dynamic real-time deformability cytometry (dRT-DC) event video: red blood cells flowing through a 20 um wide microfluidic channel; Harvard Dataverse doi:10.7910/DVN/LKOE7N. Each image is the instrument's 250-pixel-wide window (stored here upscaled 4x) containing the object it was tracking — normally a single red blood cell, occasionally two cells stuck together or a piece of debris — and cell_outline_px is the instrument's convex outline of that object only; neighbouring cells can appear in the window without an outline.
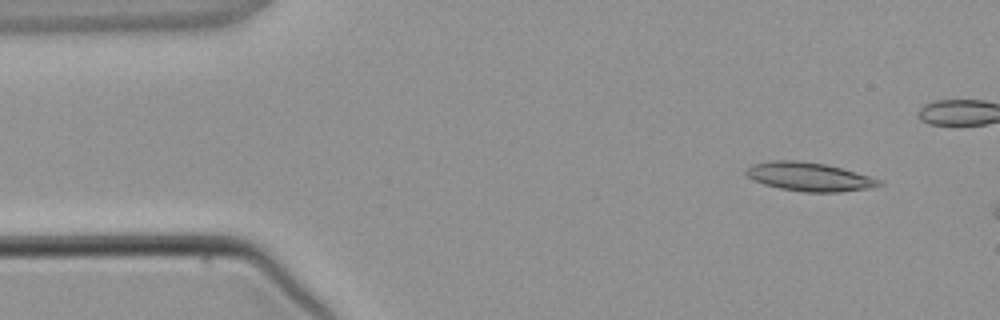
{"species": "common noctule bat (a hibernating species)", "species_latin": "Nyctalus noctula", "temperature_condition": "warm", "stored_images_in_passage": 3, "camera_frame_rate_fps": 3000, "um_per_image_px": 0.085, "animal": {"sex": "male", "body_mass_g": 21.5, "forearm_length_mm": 52.0}, "frame": {"image": 1, "passage_image": 1, "time_ms": 0.0, "image_size_px": [1000, 320], "cell_outline_px": [[884, 184], [872, 188], [840, 192], [804, 192], [780, 188], [764, 184], [752, 180], [744, 172], [752, 164], [772, 160], [796, 160], [824, 164], [856, 172], [884, 180]], "centroid_in_image_um": [68.82, 15.03], "position_along_channel_um": 16.2, "area_um2": 22.31}}